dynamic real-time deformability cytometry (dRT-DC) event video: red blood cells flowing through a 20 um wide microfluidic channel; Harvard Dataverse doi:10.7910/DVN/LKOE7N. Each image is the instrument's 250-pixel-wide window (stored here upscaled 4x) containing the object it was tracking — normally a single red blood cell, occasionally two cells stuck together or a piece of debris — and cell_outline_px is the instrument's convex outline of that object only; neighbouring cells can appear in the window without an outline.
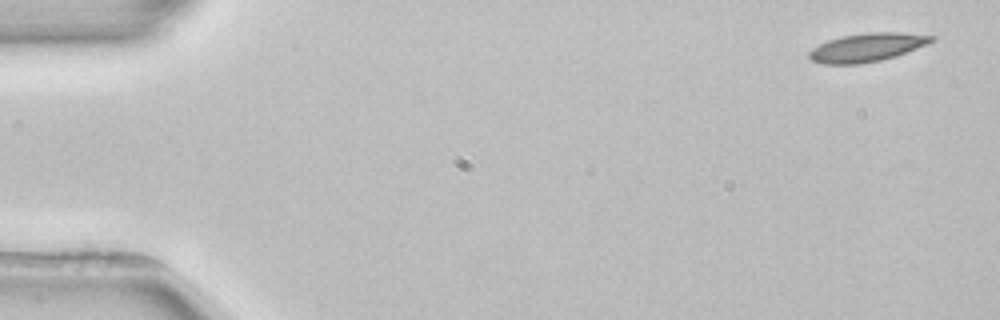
{"species": "common noctule bat (a hibernating species)", "species_latin": "Nyctalus noctula", "temperature_condition": "room temperature", "stored_images_in_passage": 4, "camera_frame_rate_fps": 3000, "um_per_image_px": 0.085, "animal": {"sex": "female", "body_mass_g": 22.7, "forearm_length_mm": 54.2}, "frame": {"image": 1, "passage_image": 1, "time_ms": 0.0, "image_size_px": [1000, 320], "cell_outline_px": [[936, 40], [896, 56], [880, 60], [856, 64], [824, 64], [812, 60], [808, 56], [808, 52], [812, 48], [828, 40], [840, 36], [868, 32], [900, 32], [936, 36]], "centroid_in_image_um": [73.69, 4.02], "position_along_channel_um": 11.3, "area_um2": 20.23}}
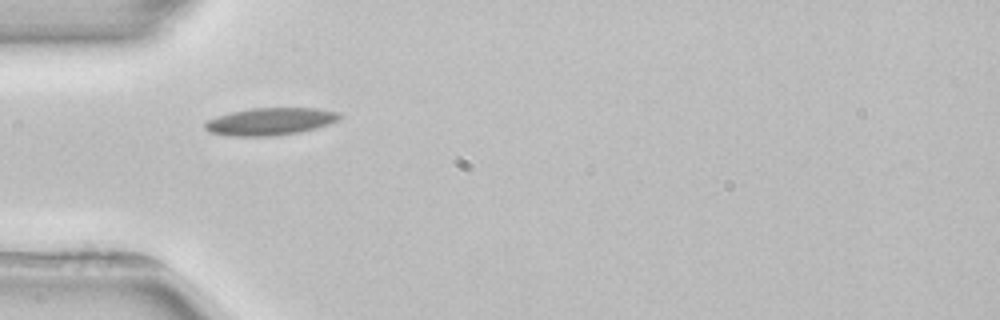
{"frame": {"image": 2, "passage_image": 4, "time_ms": 4.667, "image_size_px": [1000, 320], "cell_outline_px": [[344, 116], [340, 120], [316, 128], [300, 132], [272, 136], [228, 136], [208, 132], [204, 128], [204, 124], [208, 120], [216, 116], [232, 112], [252, 108], [320, 108], [340, 112]], "centroid_in_image_um": [23.01, 10.32], "position_along_channel_um": 62.0, "area_um2": 21.73}}